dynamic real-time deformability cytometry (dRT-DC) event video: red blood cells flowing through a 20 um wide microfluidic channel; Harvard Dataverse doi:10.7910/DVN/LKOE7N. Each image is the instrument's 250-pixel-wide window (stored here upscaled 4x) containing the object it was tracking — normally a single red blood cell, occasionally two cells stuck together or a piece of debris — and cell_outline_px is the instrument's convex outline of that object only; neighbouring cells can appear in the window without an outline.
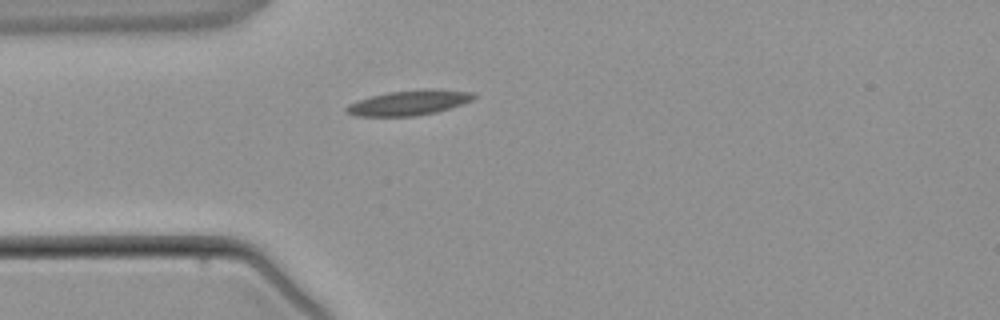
{"species": "common noctule bat (a hibernating species)", "species_latin": "Nyctalus noctula", "temperature_condition": "warm", "stored_images_in_passage": 4, "camera_frame_rate_fps": 3000, "um_per_image_px": 0.085, "animal": {"sex": "male", "body_mass_g": 21.5, "forearm_length_mm": 52.0}, "frame": {"image": 1, "passage_image": 4, "time_ms": 3.667, "image_size_px": [1000, 320], "cell_outline_px": [[476, 96], [472, 100], [464, 104], [436, 112], [416, 116], [356, 116], [344, 112], [344, 108], [348, 104], [372, 96], [388, 92], [420, 88], [440, 88], [472, 92]], "centroid_in_image_um": [34.8, 8.72], "position_along_channel_um": 50.2, "area_um2": 18.9}}